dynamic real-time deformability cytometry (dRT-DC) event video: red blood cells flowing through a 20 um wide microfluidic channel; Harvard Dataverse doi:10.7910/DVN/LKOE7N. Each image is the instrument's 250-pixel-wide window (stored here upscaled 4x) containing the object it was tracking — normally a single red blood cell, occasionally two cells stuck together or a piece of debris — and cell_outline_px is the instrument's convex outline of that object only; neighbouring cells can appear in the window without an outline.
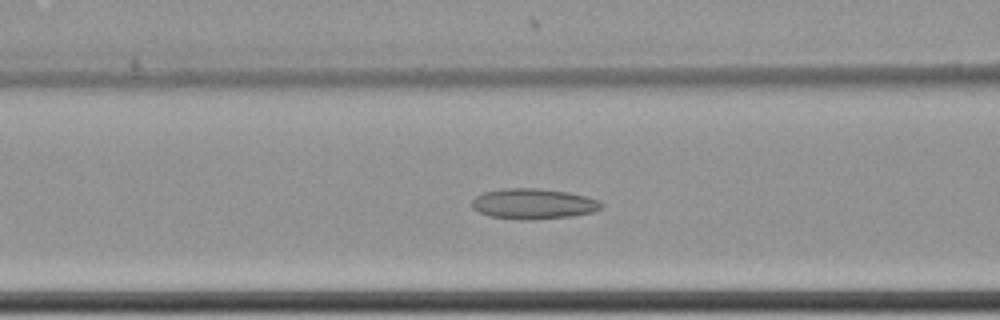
{"species": "common noctule bat (a hibernating species)", "species_latin": "Nyctalus noctula", "temperature_condition": "cold", "stored_images_in_passage": 51, "camera_frame_rate_fps": 3000, "um_per_image_px": 0.085, "animal": {"sex": "female", "body_mass_g": 22.7, "forearm_length_mm": 54.2}, "frame": {"image": 1, "passage_image": 27, "time_ms": 8.667, "image_size_px": [1000, 320], "cell_outline_px": [[604, 204], [600, 208], [592, 212], [572, 216], [528, 220], [488, 216], [472, 208], [472, 200], [476, 196], [484, 192], [504, 188], [540, 188], [568, 192], [588, 196], [600, 200]], "centroid_in_image_um": [45.36, 17.31], "position_along_channel_um": 121.2, "area_um2": 23.06}}
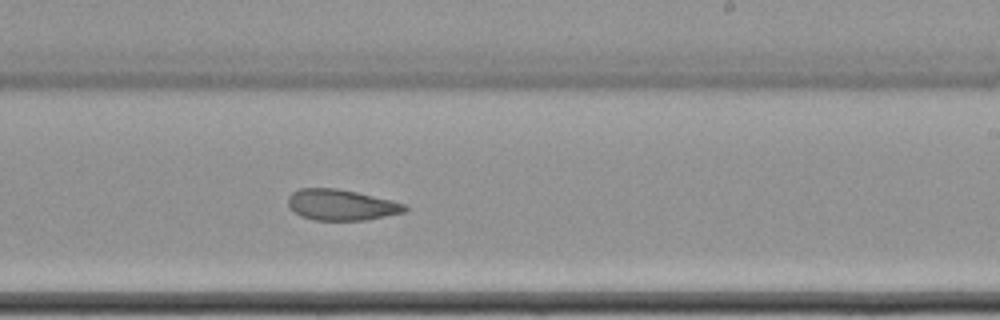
{"frame": {"image": 2, "passage_image": 39, "time_ms": 12.667, "image_size_px": [1000, 320], "cell_outline_px": [[408, 208], [404, 212], [364, 220], [316, 220], [300, 216], [288, 208], [288, 196], [292, 192], [300, 188], [336, 188], [356, 192], [392, 200], [404, 204]], "centroid_in_image_um": [28.96, 17.41], "position_along_channel_um": 260.0, "area_um2": 20.98}}
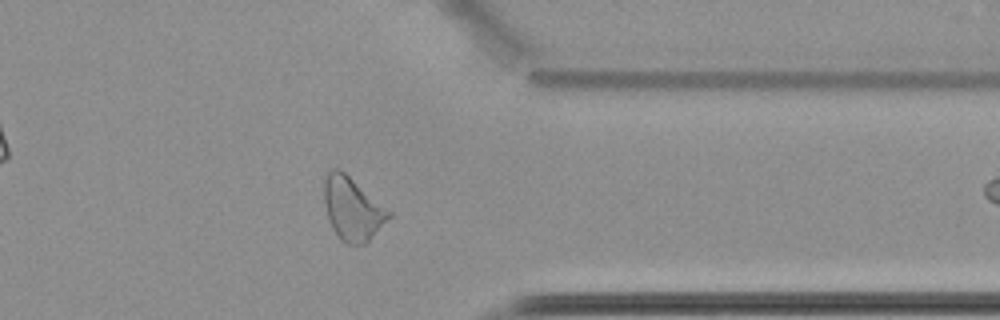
{"frame": {"image": 3, "passage_image": 50, "time_ms": 16.333, "image_size_px": [1000, 320], "cell_outline_px": [[392, 216], [364, 244], [348, 244], [340, 240], [332, 228], [328, 220], [324, 204], [324, 180], [328, 172], [332, 168], [340, 168], [392, 212]], "centroid_in_image_um": [29.94, 17.73], "position_along_channel_um": 381.5, "area_um2": 23.76}}